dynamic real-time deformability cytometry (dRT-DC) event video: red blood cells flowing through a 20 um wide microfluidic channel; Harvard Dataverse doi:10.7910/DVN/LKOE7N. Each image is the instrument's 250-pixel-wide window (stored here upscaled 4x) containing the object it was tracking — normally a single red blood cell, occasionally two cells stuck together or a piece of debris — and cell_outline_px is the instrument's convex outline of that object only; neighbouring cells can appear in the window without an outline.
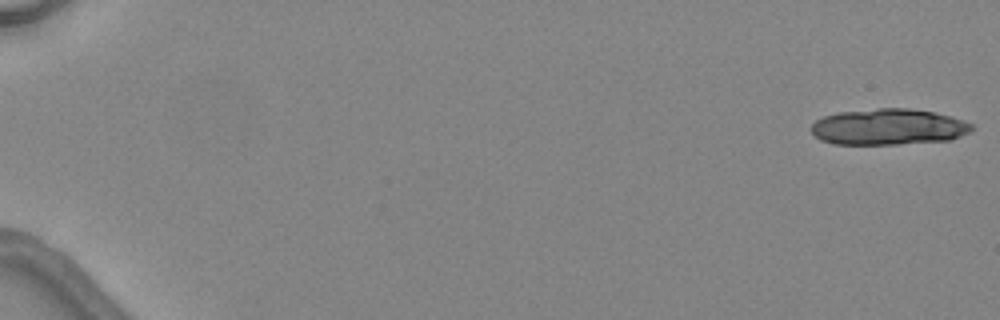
{"species": "common noctule bat (a hibernating species)", "species_latin": "Nyctalus noctula", "temperature_condition": "warm", "stored_images_in_passage": 4, "camera_frame_rate_fps": 3000, "um_per_image_px": 0.085, "animal": {"sex": "female", "body_mass_g": 24.6, "forearm_length_mm": 56.2}, "frame": {"image": 1, "passage_image": 1, "time_ms": 0.0, "image_size_px": [1000, 320], "cell_outline_px": [[976, 128], [952, 140], [900, 144], [832, 144], [820, 140], [812, 132], [812, 124], [816, 120], [824, 116], [840, 112], [876, 108], [908, 108], [936, 112], [952, 116], [964, 120], [972, 124]], "centroid_in_image_um": [75.56, 10.78], "position_along_channel_um": 9.4, "area_um2": 34.04}}